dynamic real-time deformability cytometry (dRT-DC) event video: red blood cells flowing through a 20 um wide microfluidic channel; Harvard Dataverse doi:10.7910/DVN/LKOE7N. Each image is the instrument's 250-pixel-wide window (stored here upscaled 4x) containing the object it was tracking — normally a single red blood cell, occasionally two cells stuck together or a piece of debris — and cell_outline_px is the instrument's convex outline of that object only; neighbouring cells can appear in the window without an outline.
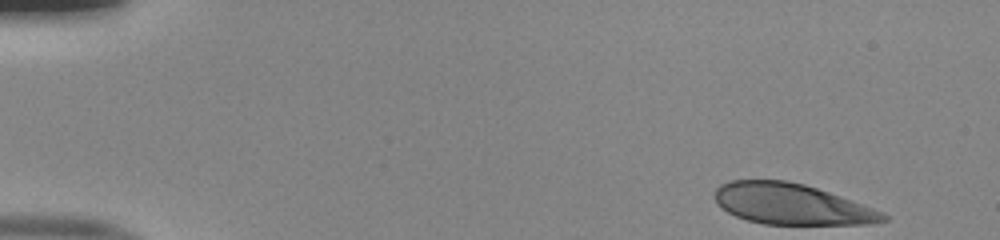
{"species": "human", "species_latin": "Homo sapiens", "temperature_condition": "room temperature", "stored_images_in_passage": 49, "segment_of_instrument_passage": [1, 2], "camera_frame_rate_fps": 3000, "um_per_image_px": 0.085, "donor": {"sex": "male"}, "frame": {"image": 1, "passage_image": 1, "time_ms": 0.0, "image_size_px": [1000, 240], "cell_outline_px": [[888, 220], [868, 224], [764, 224], [748, 220], [736, 216], [728, 212], [716, 204], [716, 188], [720, 184], [732, 180], [784, 180], [804, 184], [828, 192], [884, 212], [888, 216]], "centroid_in_image_um": [67.27, 17.35], "position_along_channel_um": 17.7, "area_um2": 39.77}}
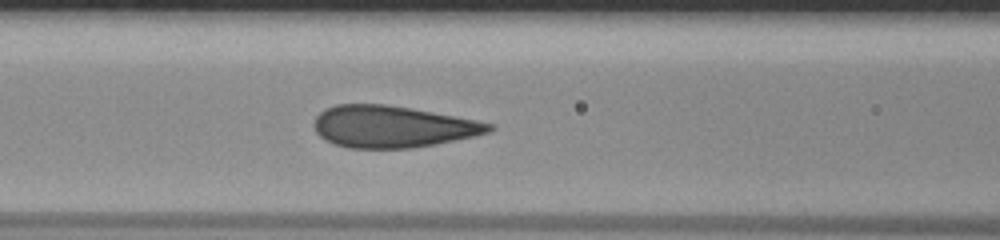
{"frame": {"image": 2, "passage_image": 19, "time_ms": 6.0, "image_size_px": [1000, 240], "cell_outline_px": [[496, 128], [488, 132], [472, 136], [436, 144], [412, 148], [348, 148], [336, 144], [320, 136], [316, 132], [316, 116], [320, 112], [336, 104], [384, 104], [412, 108], [476, 120], [496, 124]], "centroid_in_image_um": [33.4, 10.76], "position_along_channel_um": 133.2, "area_um2": 42.25}}
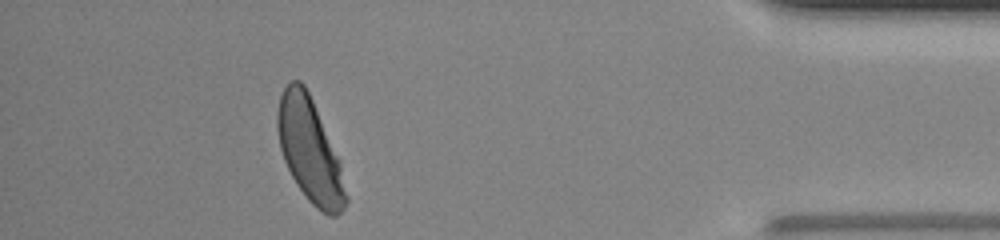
{"frame": {"image": 3, "passage_image": 43, "time_ms": 14.0, "image_size_px": [1000, 240], "cell_outline_px": [[348, 200], [344, 208], [336, 216], [328, 216], [316, 208], [308, 200], [296, 184], [284, 160], [280, 148], [276, 128], [276, 112], [280, 96], [284, 88], [292, 80], [300, 80], [304, 84], [312, 100], [340, 160], [348, 196]], "centroid_in_image_um": [26.33, 12.8], "position_along_channel_um": 408.9, "area_um2": 41.38}}